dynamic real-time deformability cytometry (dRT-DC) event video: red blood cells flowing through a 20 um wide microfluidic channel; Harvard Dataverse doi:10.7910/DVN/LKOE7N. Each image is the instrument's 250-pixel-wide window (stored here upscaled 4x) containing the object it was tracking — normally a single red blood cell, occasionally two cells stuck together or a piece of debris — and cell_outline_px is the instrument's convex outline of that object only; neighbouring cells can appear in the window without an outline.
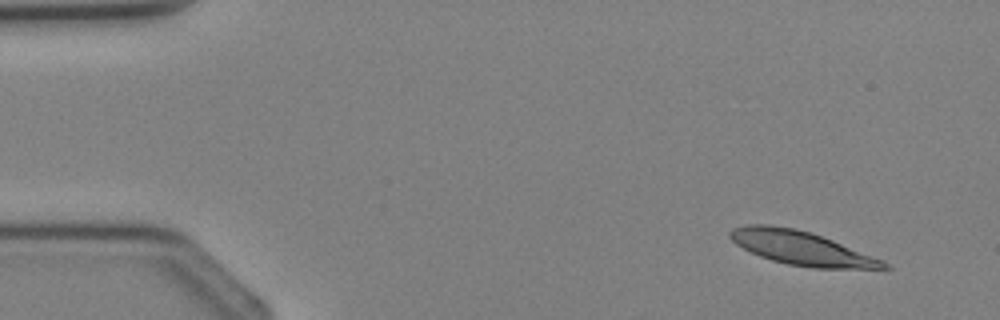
{"species": "Egyptian fruit bat (a non-hibernating species)", "species_latin": "Rousettus aegyptiacus", "temperature_condition": "cold", "stored_images_in_passage": 3, "camera_frame_rate_fps": 3000, "um_per_image_px": 0.085, "animal": {"sex": "female"}, "frame": {"image": 1, "passage_image": 1, "time_ms": 0.0, "image_size_px": [1000, 320], "cell_outline_px": [[892, 268], [812, 268], [788, 264], [772, 260], [760, 256], [736, 244], [728, 236], [728, 232], [732, 228], [748, 224], [768, 224], [796, 228], [832, 240], [884, 260]], "centroid_in_image_um": [68.08, 21.07], "position_along_channel_um": 16.9, "area_um2": 30.0}}
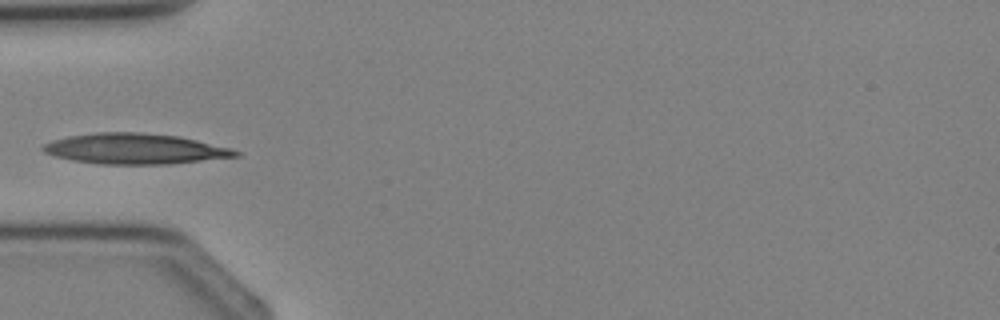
{"frame": {"image": 2, "passage_image": 3, "time_ms": 3.0, "image_size_px": [1000, 320], "cell_outline_px": [[240, 156], [168, 164], [100, 164], [72, 160], [56, 156], [44, 152], [40, 148], [44, 144], [52, 140], [68, 136], [96, 132], [140, 132], [180, 136], [232, 148], [240, 152]], "centroid_in_image_um": [11.48, 12.64], "position_along_channel_um": 73.5, "area_um2": 34.33}}